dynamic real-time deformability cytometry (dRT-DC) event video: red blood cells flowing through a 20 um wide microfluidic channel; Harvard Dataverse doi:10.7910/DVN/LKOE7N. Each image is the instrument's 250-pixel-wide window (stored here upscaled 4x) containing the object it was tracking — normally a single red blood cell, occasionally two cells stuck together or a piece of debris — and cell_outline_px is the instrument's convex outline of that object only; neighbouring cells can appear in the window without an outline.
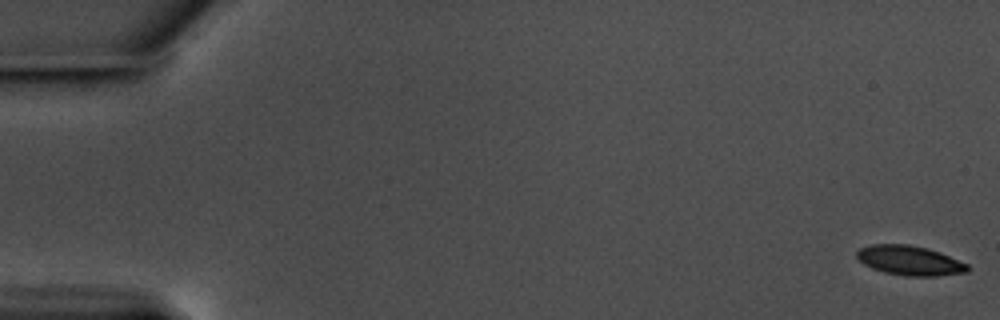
{"species": "common noctule bat (a hibernating species)", "species_latin": "Nyctalus noctula", "temperature_condition": "warm", "stored_images_in_passage": 59, "camera_frame_rate_fps": 3000, "um_per_image_px": 0.085, "animal": {"sex": "male", "body_mass_g": 17.5, "forearm_length_mm": 52.3}, "frame": {"image": 1, "passage_image": 1, "time_ms": 0.0, "image_size_px": [1000, 320], "cell_outline_px": [[968, 272], [936, 276], [904, 276], [884, 272], [872, 268], [864, 264], [856, 256], [856, 252], [860, 248], [872, 244], [908, 244], [928, 248], [940, 252], [968, 264]], "centroid_in_image_um": [77.32, 22.14], "position_along_channel_um": 7.7, "area_um2": 19.13}}
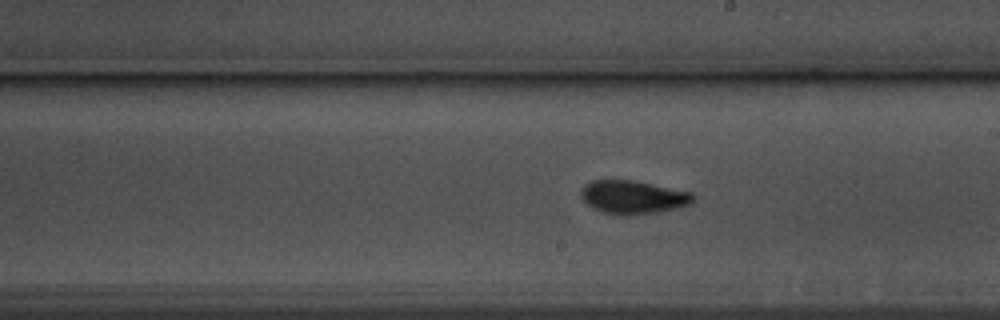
{"frame": {"image": 2, "passage_image": 34, "time_ms": 11.0, "image_size_px": [1000, 320], "cell_outline_px": [[696, 196], [692, 204], [660, 212], [628, 216], [620, 216], [600, 212], [592, 208], [580, 196], [580, 192], [584, 184], [592, 180], [636, 180], [692, 192]], "centroid_in_image_um": [53.82, 16.77], "position_along_channel_um": 235.2, "area_um2": 22.37}}
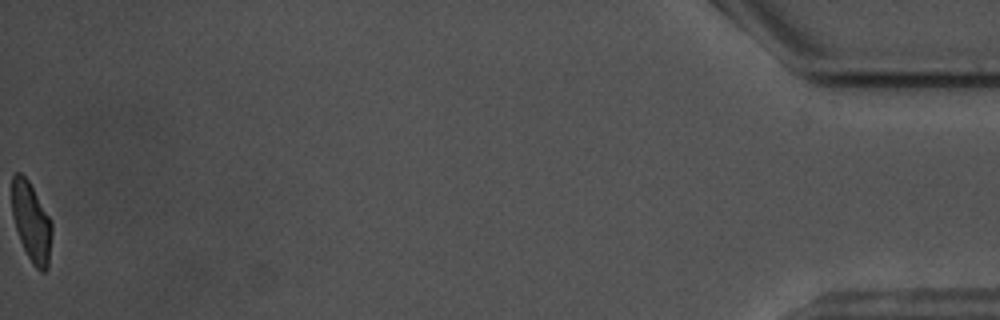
{"frame": {"image": 3, "passage_image": 59, "time_ms": 19.333, "image_size_px": [1000, 320], "cell_outline_px": [[52, 232], [48, 268], [44, 272], [40, 272], [32, 264], [20, 240], [12, 216], [12, 176], [16, 172], [20, 172], [28, 180], [52, 220]], "centroid_in_image_um": [2.68, 18.88], "position_along_channel_um": 432.5, "area_um2": 18.55}, "authors_computed_cell_mechanics": {"area_um2": 20.1144, "velocity_mm_per_s": 3.5464, "shape_relaxation_time_tau1_ms": 2.9289, "shape_relaxation_time_tau2_ms": 1.8406, "deformation_change_tau1": 0.1424, "deformation_change_tau2": 0.0819}}